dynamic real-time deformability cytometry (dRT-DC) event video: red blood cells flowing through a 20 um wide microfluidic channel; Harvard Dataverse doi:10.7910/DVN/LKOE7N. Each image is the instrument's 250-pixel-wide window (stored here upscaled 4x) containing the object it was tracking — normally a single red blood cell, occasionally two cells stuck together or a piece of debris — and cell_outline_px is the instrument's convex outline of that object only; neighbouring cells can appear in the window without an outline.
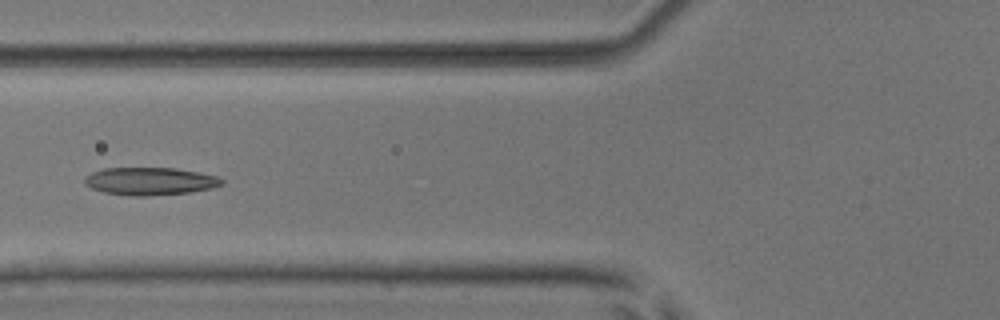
{"species": "common noctule bat (a hibernating species)", "species_latin": "Nyctalus noctula", "temperature_condition": "room temperature", "stored_images_in_passage": 5, "camera_frame_rate_fps": 3000, "um_per_image_px": 0.085, "animal": {"sex": "male", "body_mass_g": 17.9, "forearm_length_mm": 54.2}, "frame": {"image": 1, "passage_image": 5, "time_ms": 4.667, "image_size_px": [1000, 320], "cell_outline_px": [[224, 184], [212, 188], [188, 192], [148, 196], [132, 196], [104, 192], [92, 188], [84, 184], [84, 180], [92, 172], [104, 168], [176, 168], [200, 172], [216, 176], [224, 180]], "centroid_in_image_um": [12.78, 15.4], "position_along_channel_um": 113.0, "area_um2": 22.08}}